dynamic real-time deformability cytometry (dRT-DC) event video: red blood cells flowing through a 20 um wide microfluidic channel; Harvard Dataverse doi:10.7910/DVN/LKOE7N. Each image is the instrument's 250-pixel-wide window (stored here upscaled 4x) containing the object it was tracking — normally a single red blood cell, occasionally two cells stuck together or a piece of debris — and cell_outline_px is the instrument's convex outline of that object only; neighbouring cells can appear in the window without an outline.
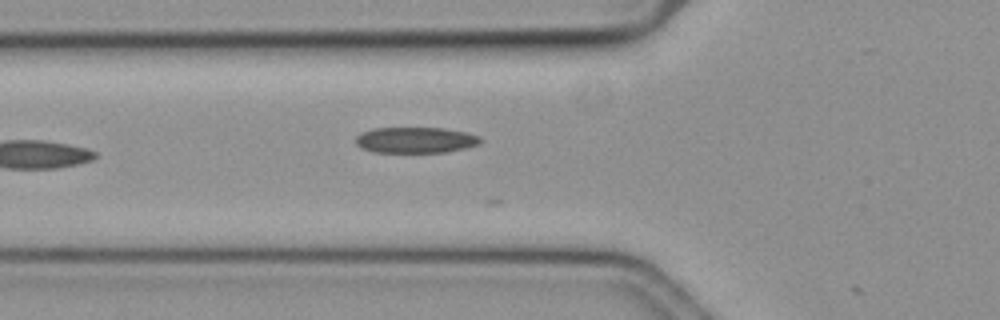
{"species": "common noctule bat (a hibernating species)", "species_latin": "Nyctalus noctula", "temperature_condition": "cold", "stored_images_in_passage": 15, "camera_frame_rate_fps": 3000, "um_per_image_px": 0.085, "animal": {"sex": "female", "body_mass_g": 19.3, "forearm_length_mm": 54.1}, "frame": {"image": 1, "passage_image": 6, "time_ms": 1.667, "image_size_px": [1000, 320], "cell_outline_px": [[484, 140], [480, 144], [464, 148], [444, 152], [372, 152], [360, 148], [356, 144], [356, 136], [360, 132], [372, 128], [444, 128], [468, 132], [480, 136]], "centroid_in_image_um": [35.32, 11.9], "position_along_channel_um": 90.5, "area_um2": 19.07}}
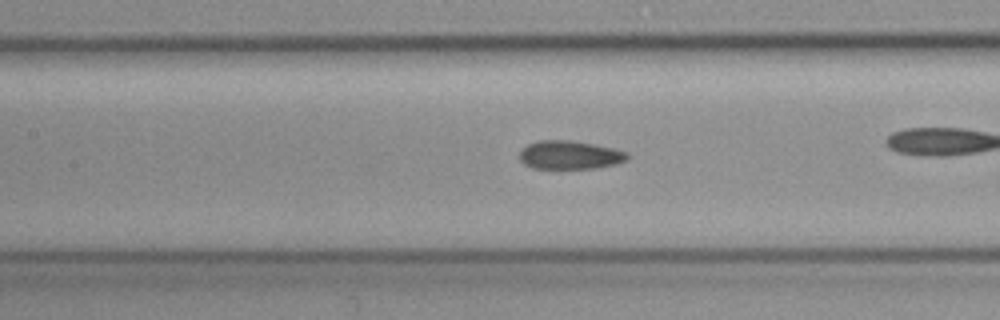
{"frame": {"image": 2, "passage_image": 9, "time_ms": 2.667, "image_size_px": [1000, 320], "cell_outline_px": [[628, 160], [616, 164], [596, 168], [532, 168], [524, 164], [520, 160], [520, 152], [528, 144], [536, 140], [572, 140], [596, 144], [628, 152]], "centroid_in_image_um": [48.45, 13.16], "position_along_channel_um": 159.0, "area_um2": 17.98}}